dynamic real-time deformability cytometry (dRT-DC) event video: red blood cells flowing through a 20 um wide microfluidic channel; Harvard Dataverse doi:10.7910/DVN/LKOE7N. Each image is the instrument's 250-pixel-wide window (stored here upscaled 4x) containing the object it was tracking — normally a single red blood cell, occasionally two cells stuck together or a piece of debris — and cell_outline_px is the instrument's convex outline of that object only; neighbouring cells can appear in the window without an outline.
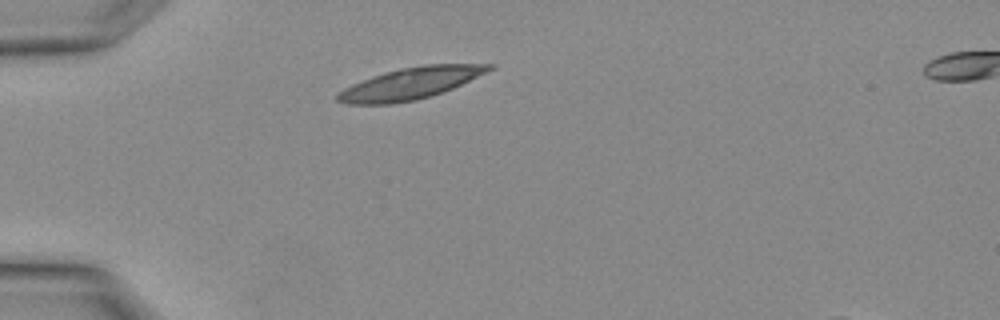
{"species": "Egyptian fruit bat (a non-hibernating species)", "species_latin": "Rousettus aegyptiacus", "temperature_condition": "warm", "stored_images_in_passage": 2, "camera_frame_rate_fps": 3000, "um_per_image_px": 0.085, "animal": {"sex": "female"}, "frame": {"image": 1, "passage_image": 2, "time_ms": 0.333, "image_size_px": [1000, 320], "cell_outline_px": [[496, 68], [488, 72], [452, 88], [416, 100], [392, 104], [348, 104], [336, 100], [336, 96], [344, 88], [352, 84], [372, 76], [384, 72], [400, 68], [424, 64], [496, 64]], "centroid_in_image_um": [34.9, 7.08], "position_along_channel_um": 50.1, "area_um2": 27.8}}